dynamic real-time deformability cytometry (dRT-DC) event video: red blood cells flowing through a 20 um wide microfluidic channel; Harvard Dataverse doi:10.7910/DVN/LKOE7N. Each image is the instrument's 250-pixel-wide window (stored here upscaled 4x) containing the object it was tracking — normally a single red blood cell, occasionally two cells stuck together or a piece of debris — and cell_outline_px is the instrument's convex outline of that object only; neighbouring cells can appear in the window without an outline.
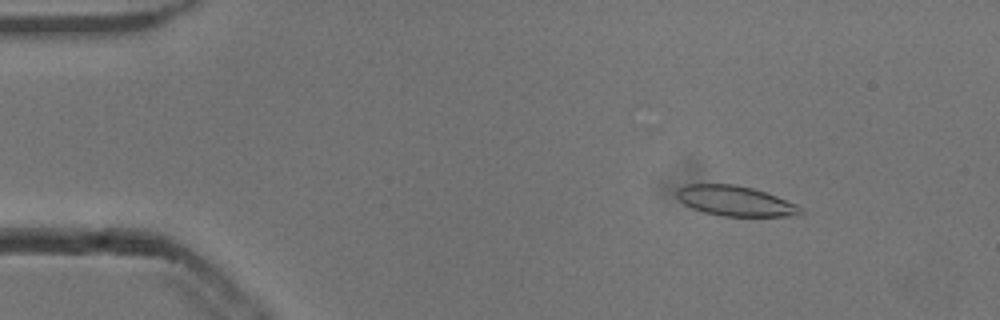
{"species": "common noctule bat (a hibernating species)", "species_latin": "Nyctalus noctula", "temperature_condition": "cold", "stored_images_in_passage": 41, "camera_frame_rate_fps": 3000, "um_per_image_px": 0.085, "animal": {"sex": "male", "body_mass_g": 13.3}, "frame": {"image": 1, "passage_image": 7, "time_ms": 2.0, "image_size_px": [1000, 320], "cell_outline_px": [[804, 212], [800, 216], [724, 216], [704, 212], [692, 208], [684, 204], [676, 196], [676, 188], [684, 184], [736, 184], [752, 188], [776, 196], [796, 204], [804, 208]], "centroid_in_image_um": [62.5, 17.08], "position_along_channel_um": 22.5, "area_um2": 21.91}}
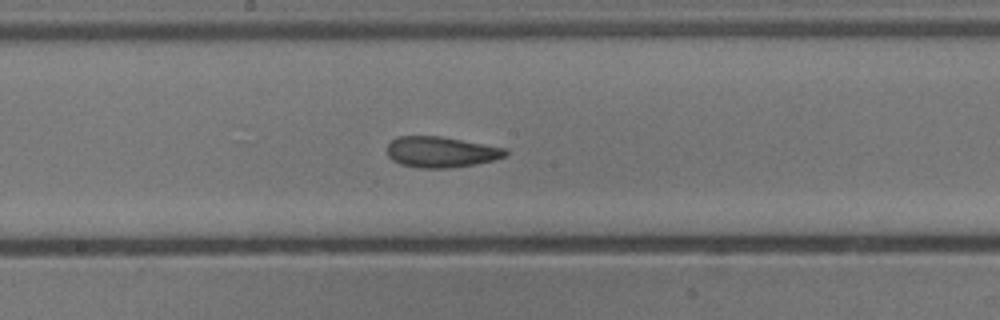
{"frame": {"image": 2, "passage_image": 28, "time_ms": 9.0, "image_size_px": [1000, 320], "cell_outline_px": [[508, 156], [476, 164], [448, 168], [420, 168], [400, 164], [392, 160], [388, 156], [388, 144], [396, 136], [440, 136], [508, 148]], "centroid_in_image_um": [37.51, 12.92], "position_along_channel_um": 210.7, "area_um2": 21.39}}
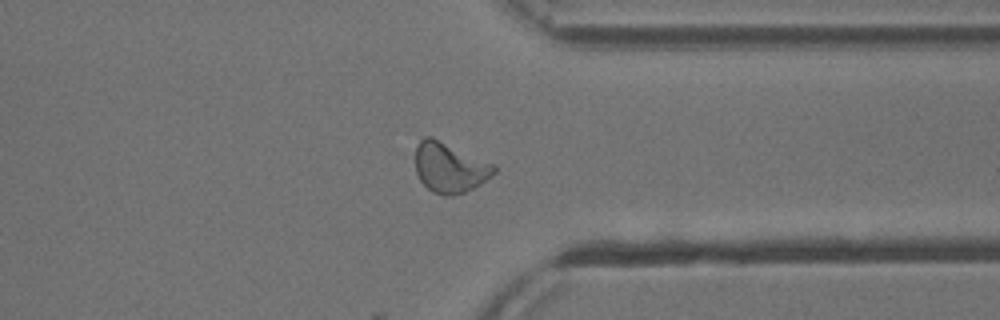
{"frame": {"image": 3, "passage_image": 41, "time_ms": 13.333, "image_size_px": [1000, 320], "cell_outline_px": [[496, 172], [480, 184], [464, 192], [452, 196], [444, 196], [432, 192], [420, 180], [416, 172], [416, 148], [420, 140], [424, 136], [432, 136], [496, 164]], "centroid_in_image_um": [38.24, 14.23], "position_along_channel_um": 373.2, "area_um2": 23.12}, "authors_computed_cell_mechanics": {"area_um2": 21.3282, "velocity_mm_per_s": 3.8204, "shape_relaxation_time_tau1_ms": null, "shape_relaxation_time_tau2_ms": 1.6729, "deformation_change_tau1": null, "deformation_change_tau2": 0.094}}